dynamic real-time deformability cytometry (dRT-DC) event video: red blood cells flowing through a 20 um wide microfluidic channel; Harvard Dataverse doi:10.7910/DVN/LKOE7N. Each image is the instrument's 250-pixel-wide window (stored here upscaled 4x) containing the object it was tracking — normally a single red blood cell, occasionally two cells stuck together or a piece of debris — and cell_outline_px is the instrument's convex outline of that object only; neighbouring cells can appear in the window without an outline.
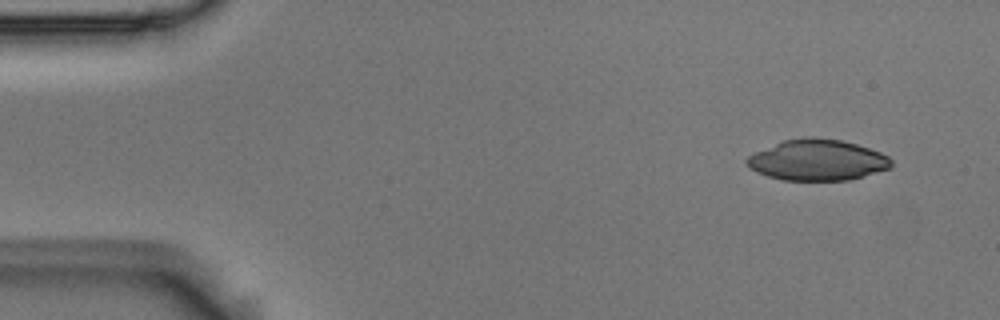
{"species": "Egyptian fruit bat (a non-hibernating species)", "species_latin": "Rousettus aegyptiacus", "temperature_condition": "room temperature", "stored_images_in_passage": 4, "camera_frame_rate_fps": 3000, "um_per_image_px": 0.085, "animal": {"sex": "male"}, "frame": {"image": 1, "passage_image": 1, "time_ms": 0.0, "image_size_px": [1000, 320], "cell_outline_px": [[892, 168], [848, 180], [784, 180], [768, 176], [756, 172], [748, 168], [744, 164], [744, 160], [748, 156], [756, 152], [784, 140], [804, 136], [812, 136], [840, 140], [856, 144], [880, 152], [888, 156], [892, 160]], "centroid_in_image_um": [69.46, 13.6], "position_along_channel_um": 15.5, "area_um2": 34.56}}